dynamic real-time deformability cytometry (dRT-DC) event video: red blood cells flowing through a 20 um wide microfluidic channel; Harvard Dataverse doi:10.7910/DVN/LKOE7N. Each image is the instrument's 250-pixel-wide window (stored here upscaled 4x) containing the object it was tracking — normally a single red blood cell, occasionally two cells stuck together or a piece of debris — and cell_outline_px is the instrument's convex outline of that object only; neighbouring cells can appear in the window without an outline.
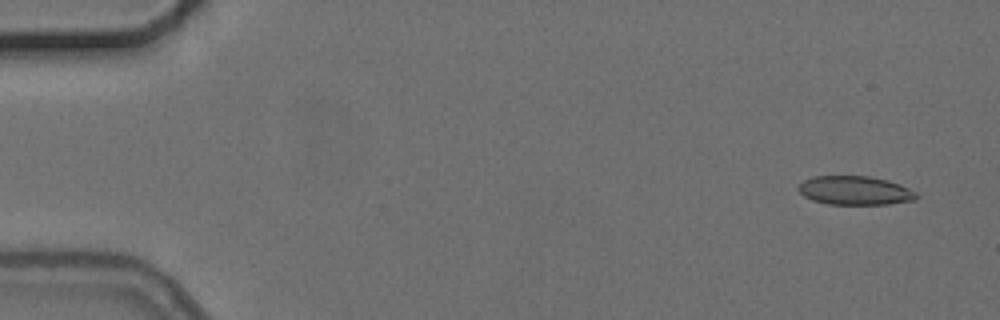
{"species": "common noctule bat (a hibernating species)", "species_latin": "Nyctalus noctula", "temperature_condition": "cold", "stored_images_in_passage": 5, "camera_frame_rate_fps": 3000, "um_per_image_px": 0.085, "animal": {"sex": "female", "body_mass_g": 24.6, "forearm_length_mm": 56.2}, "frame": {"image": 1, "passage_image": 1, "time_ms": 0.0, "image_size_px": [1000, 320], "cell_outline_px": [[920, 196], [916, 200], [888, 204], [828, 204], [812, 200], [804, 196], [796, 188], [804, 180], [812, 176], [868, 176], [888, 180], [900, 184], [916, 192]], "centroid_in_image_um": [72.69, 16.19], "position_along_channel_um": 12.3, "area_um2": 19.94}}
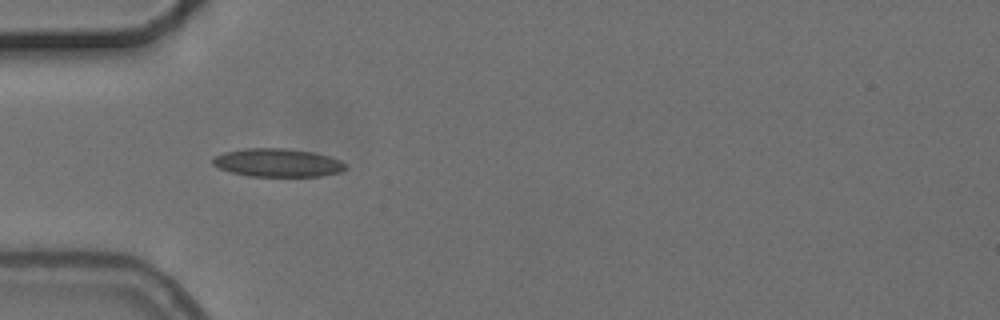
{"frame": {"image": 2, "passage_image": 4, "time_ms": 4.667, "image_size_px": [1000, 320], "cell_outline_px": [[348, 168], [340, 172], [320, 176], [248, 176], [232, 172], [220, 168], [212, 164], [212, 156], [224, 152], [244, 148], [284, 148], [316, 152], [340, 160], [348, 164]], "centroid_in_image_um": [23.61, 13.82], "position_along_channel_um": 61.4, "area_um2": 22.08}}
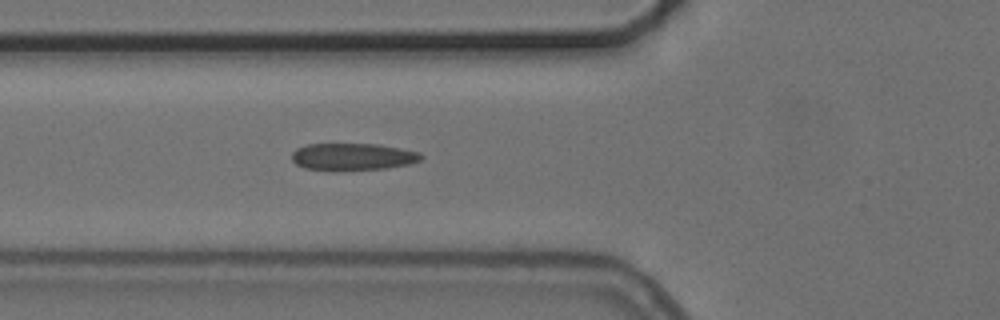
{"frame": {"image": 3, "passage_image": 5, "time_ms": 5.667, "image_size_px": [1000, 320], "cell_outline_px": [[424, 156], [420, 160], [408, 164], [388, 168], [336, 172], [332, 172], [304, 168], [296, 164], [292, 160], [292, 152], [296, 148], [308, 144], [380, 144], [420, 152]], "centroid_in_image_um": [29.96, 13.34], "position_along_channel_um": 95.8, "area_um2": 20.98}}